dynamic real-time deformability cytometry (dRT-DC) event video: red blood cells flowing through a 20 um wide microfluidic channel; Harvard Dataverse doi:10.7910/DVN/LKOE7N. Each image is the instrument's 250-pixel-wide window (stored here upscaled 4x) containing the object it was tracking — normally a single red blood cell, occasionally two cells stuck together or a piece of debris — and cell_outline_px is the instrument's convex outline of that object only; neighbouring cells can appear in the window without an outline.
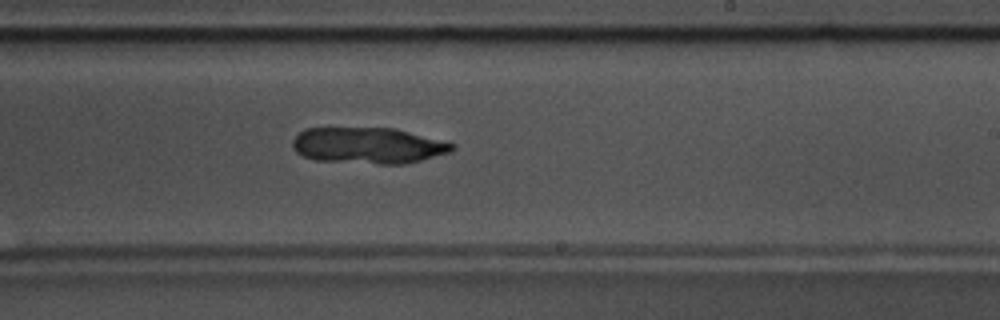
{"species": "common noctule bat (a hibernating species)", "species_latin": "Nyctalus noctula", "temperature_condition": "warm", "stored_images_in_passage": 52, "camera_frame_rate_fps": 3000, "um_per_image_px": 0.085, "animal": {"sex": "male", "body_mass_g": 17.5, "forearm_length_mm": 52.3}, "frame": {"image": 1, "passage_image": 30, "time_ms": 9.667, "image_size_px": [1000, 320], "cell_outline_px": [[456, 148], [452, 152], [404, 164], [380, 164], [316, 160], [304, 156], [296, 152], [292, 144], [292, 140], [304, 128], [396, 128], [456, 144]], "centroid_in_image_um": [31.31, 12.37], "position_along_channel_um": 257.7, "area_um2": 33.7}}